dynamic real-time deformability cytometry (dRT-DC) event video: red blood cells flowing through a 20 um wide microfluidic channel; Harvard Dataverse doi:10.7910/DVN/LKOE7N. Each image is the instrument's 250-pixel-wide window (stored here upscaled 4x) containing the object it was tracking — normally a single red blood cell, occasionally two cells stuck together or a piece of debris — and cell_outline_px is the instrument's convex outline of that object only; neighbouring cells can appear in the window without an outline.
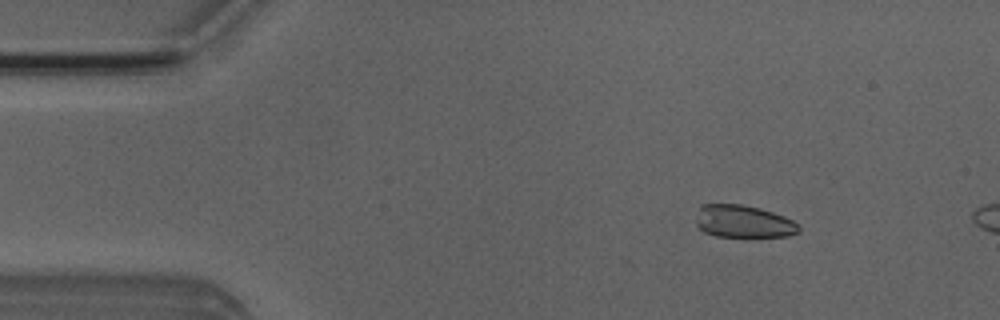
{"species": "Egyptian fruit bat (a non-hibernating species)", "species_latin": "Rousettus aegyptiacus", "temperature_condition": "room temperature", "stored_images_in_passage": 5, "camera_frame_rate_fps": 3000, "um_per_image_px": 0.085, "animal": {"sex": "male"}, "frame": {"image": 1, "passage_image": 2, "time_ms": 1.0, "image_size_px": [1000, 320], "cell_outline_px": [[800, 232], [788, 236], [752, 240], [744, 240], [716, 236], [704, 232], [696, 224], [696, 220], [700, 204], [740, 204], [760, 208], [784, 216], [800, 224]], "centroid_in_image_um": [63.23, 18.89], "position_along_channel_um": 21.8, "area_um2": 20.63}}